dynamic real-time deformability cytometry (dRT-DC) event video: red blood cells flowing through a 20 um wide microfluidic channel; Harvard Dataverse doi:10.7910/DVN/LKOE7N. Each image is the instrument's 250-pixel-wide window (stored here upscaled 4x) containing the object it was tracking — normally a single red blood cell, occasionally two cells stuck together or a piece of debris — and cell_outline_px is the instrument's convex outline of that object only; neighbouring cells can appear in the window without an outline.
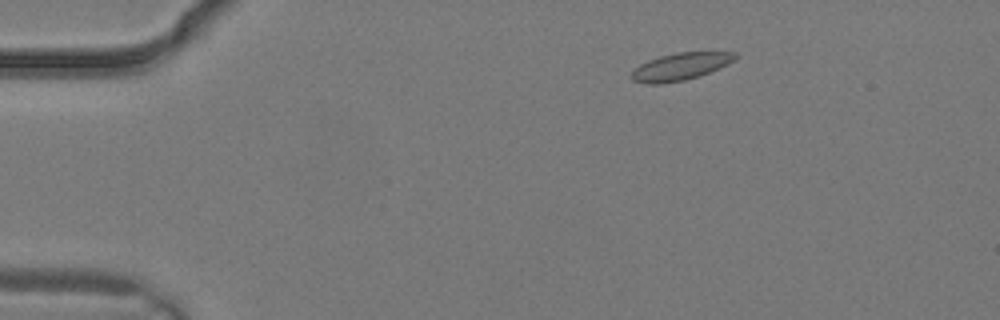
{"species": "common noctule bat (a hibernating species)", "species_latin": "Nyctalus noctula", "temperature_condition": "warm", "stored_images_in_passage": 2, "camera_frame_rate_fps": 3000, "um_per_image_px": 0.085, "animal": {"sex": "male", "body_mass_g": 19.2, "forearm_length_mm": 51.8}, "frame": {"image": 1, "passage_image": 1, "time_ms": 0.0, "image_size_px": [1000, 320], "cell_outline_px": [[740, 56], [728, 64], [720, 68], [700, 76], [684, 80], [660, 84], [648, 84], [632, 80], [632, 72], [640, 64], [648, 60], [660, 56], [676, 52], [736, 52]], "centroid_in_image_um": [57.88, 5.65], "position_along_channel_um": 27.1, "area_um2": 16.53}}